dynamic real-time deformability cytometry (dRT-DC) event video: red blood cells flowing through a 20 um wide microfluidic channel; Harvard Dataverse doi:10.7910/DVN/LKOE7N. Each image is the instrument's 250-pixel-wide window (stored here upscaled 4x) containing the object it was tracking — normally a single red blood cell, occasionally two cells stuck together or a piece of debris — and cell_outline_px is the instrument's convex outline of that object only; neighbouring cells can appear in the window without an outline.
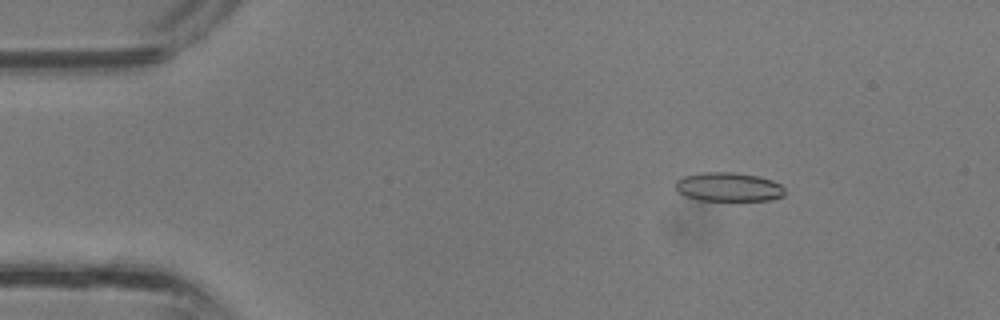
{"species": "common noctule bat (a hibernating species)", "species_latin": "Nyctalus noctula", "temperature_condition": "room temperature", "stored_images_in_passage": 35, "camera_frame_rate_fps": 3000, "um_per_image_px": 0.085, "animal": {"sex": "male", "body_mass_g": 13.3}, "frame": {"image": 1, "passage_image": 4, "time_ms": 1.0, "image_size_px": [1000, 320], "cell_outline_px": [[784, 196], [768, 200], [700, 200], [684, 196], [676, 188], [676, 180], [684, 176], [700, 172], [736, 172], [756, 176], [772, 180], [780, 184], [784, 188]], "centroid_in_image_um": [61.92, 15.88], "position_along_channel_um": 23.1, "area_um2": 18.38}}
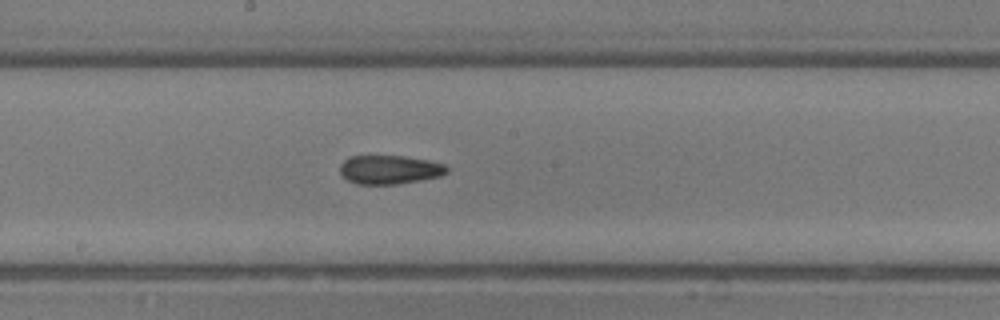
{"frame": {"image": 2, "passage_image": 18, "time_ms": 5.667, "image_size_px": [1000, 320], "cell_outline_px": [[448, 172], [440, 176], [420, 180], [396, 184], [356, 184], [348, 180], [340, 172], [340, 164], [348, 156], [404, 156], [428, 160], [444, 164], [448, 168]], "centroid_in_image_um": [33.11, 14.41], "position_along_channel_um": 215.1, "area_um2": 17.92}}
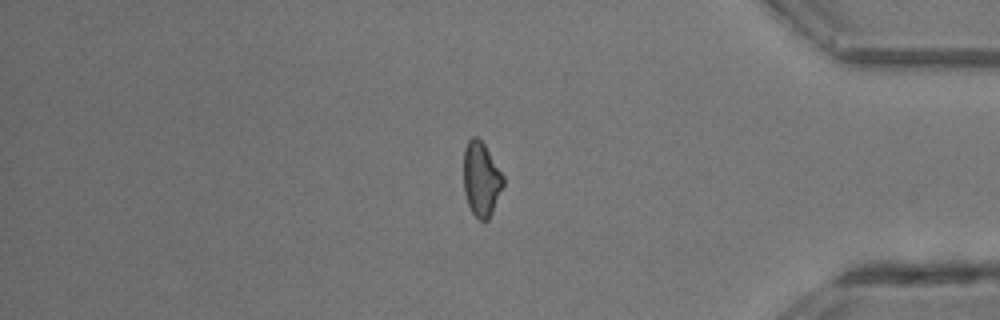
{"frame": {"image": 3, "passage_image": 29, "time_ms": 9.333, "image_size_px": [1000, 320], "cell_outline_px": [[504, 184], [492, 212], [488, 220], [480, 220], [472, 212], [468, 204], [464, 192], [464, 148], [468, 140], [472, 136], [476, 136], [484, 144], [504, 176]], "centroid_in_image_um": [40.9, 15.21], "position_along_channel_um": 394.3, "area_um2": 17.05}}